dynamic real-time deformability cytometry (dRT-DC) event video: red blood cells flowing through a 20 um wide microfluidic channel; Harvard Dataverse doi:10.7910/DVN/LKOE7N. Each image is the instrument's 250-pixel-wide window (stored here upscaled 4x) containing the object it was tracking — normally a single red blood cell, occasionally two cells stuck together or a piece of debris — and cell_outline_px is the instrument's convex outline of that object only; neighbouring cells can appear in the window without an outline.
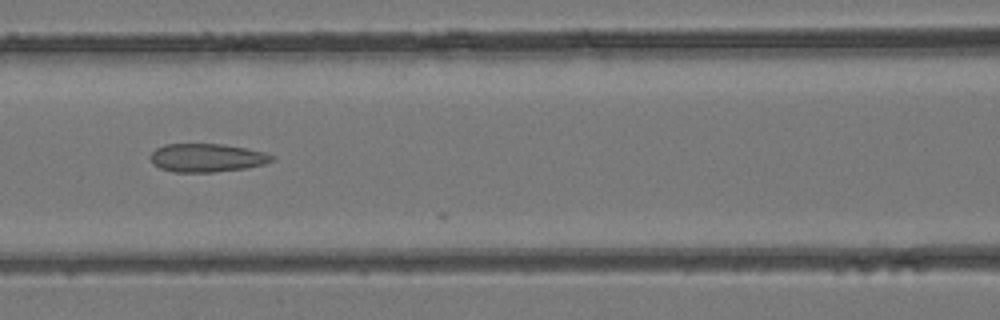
{"species": "common noctule bat (a hibernating species)", "species_latin": "Nyctalus noctula", "temperature_condition": "room temperature", "stored_images_in_passage": 21, "camera_frame_rate_fps": 3000, "um_per_image_px": 0.085, "animal": {"sex": "female", "body_mass_g": 24.6, "forearm_length_mm": 56.2}, "frame": {"image": 1, "passage_image": 17, "time_ms": 5.333, "image_size_px": [1000, 320], "cell_outline_px": [[276, 160], [264, 164], [248, 168], [212, 172], [176, 172], [160, 168], [152, 164], [148, 156], [156, 148], [164, 144], [224, 144], [264, 152], [276, 156]], "centroid_in_image_um": [17.59, 13.41], "position_along_channel_um": 149.0, "area_um2": 20.29}}
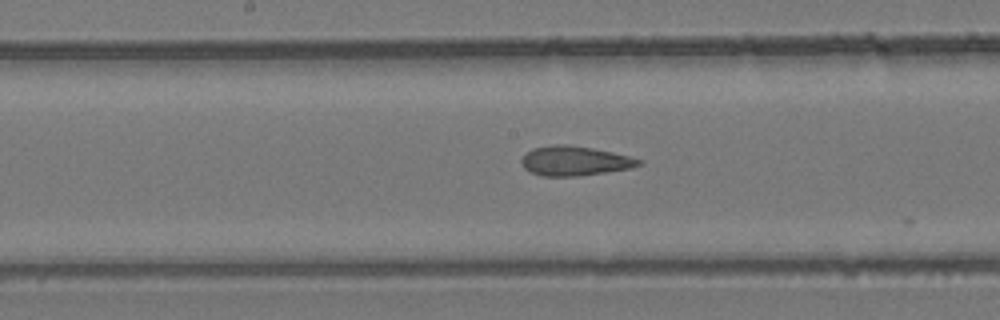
{"frame": {"image": 2, "passage_image": 20, "time_ms": 6.333, "image_size_px": [1000, 320], "cell_outline_px": [[644, 164], [628, 168], [580, 176], [540, 176], [524, 168], [520, 160], [532, 148], [556, 144], [568, 144], [592, 148], [612, 152], [644, 160]], "centroid_in_image_um": [48.85, 13.67], "position_along_channel_um": 199.4, "area_um2": 20.11}}